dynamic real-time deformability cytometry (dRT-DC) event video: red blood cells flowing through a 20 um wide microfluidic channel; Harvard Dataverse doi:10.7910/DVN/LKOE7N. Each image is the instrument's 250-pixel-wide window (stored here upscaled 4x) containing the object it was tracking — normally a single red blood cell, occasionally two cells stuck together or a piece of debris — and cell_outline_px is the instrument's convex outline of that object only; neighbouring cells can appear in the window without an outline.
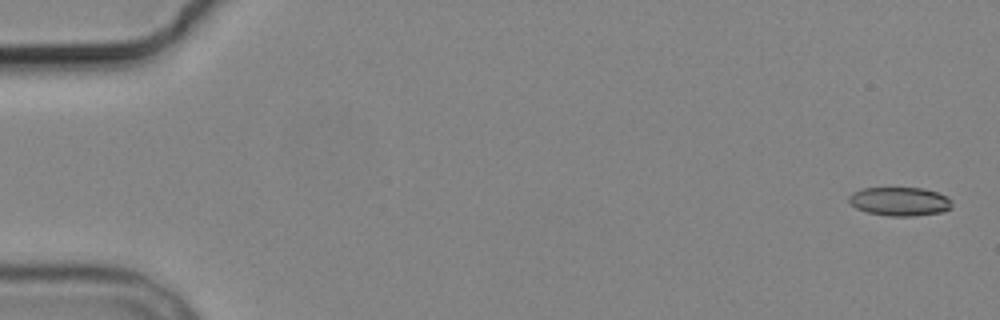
{"species": "common noctule bat (a hibernating species)", "species_latin": "Nyctalus noctula", "temperature_condition": "cold", "stored_images_in_passage": 6, "segment_of_instrument_passage": [1, 2], "camera_frame_rate_fps": 3000, "um_per_image_px": 0.085, "animal": {"sex": "male", "body_mass_g": 19.2, "forearm_length_mm": 51.8}, "frame": {"image": 1, "passage_image": 1, "time_ms": 0.0, "image_size_px": [1000, 320], "cell_outline_px": [[952, 208], [940, 212], [912, 216], [888, 216], [868, 212], [856, 208], [848, 200], [848, 196], [852, 192], [864, 188], [924, 188], [948, 196], [952, 200]], "centroid_in_image_um": [76.49, 17.12], "position_along_channel_um": 8.5, "area_um2": 17.28}}
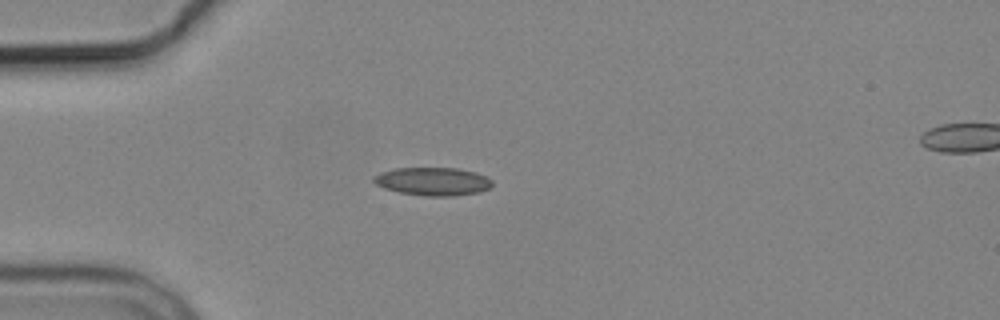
{"frame": {"image": 2, "passage_image": 5, "time_ms": 4.667, "image_size_px": [1000, 320], "cell_outline_px": [[492, 184], [488, 188], [480, 192], [452, 196], [424, 196], [400, 192], [384, 188], [376, 184], [372, 180], [372, 176], [380, 172], [396, 168], [456, 168], [476, 172], [492, 180]], "centroid_in_image_um": [36.76, 15.42], "position_along_channel_um": 48.2, "area_um2": 19.42}}